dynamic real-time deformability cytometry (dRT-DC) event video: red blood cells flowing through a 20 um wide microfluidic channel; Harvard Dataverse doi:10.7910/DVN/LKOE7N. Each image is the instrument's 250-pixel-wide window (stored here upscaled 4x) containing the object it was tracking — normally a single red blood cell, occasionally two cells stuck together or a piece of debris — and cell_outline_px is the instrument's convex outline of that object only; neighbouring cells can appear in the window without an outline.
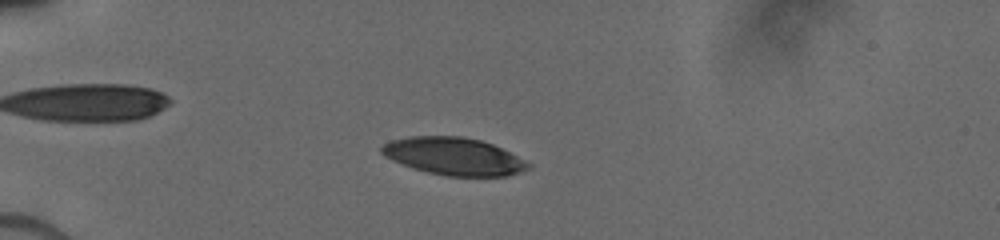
{"species": "human", "species_latin": "Homo sapiens", "temperature_condition": "cold", "stored_images_in_passage": 59, "camera_frame_rate_fps": 3000, "um_per_image_px": 0.085, "donor": {"sex": "male"}, "frame": {"image": 1, "passage_image": 14, "time_ms": 3.333, "image_size_px": [1000, 240], "cell_outline_px": [[532, 164], [528, 168], [520, 172], [508, 176], [448, 176], [428, 172], [412, 168], [392, 160], [384, 156], [380, 152], [380, 148], [384, 144], [392, 140], [408, 136], [460, 136], [480, 140], [492, 144]], "centroid_in_image_um": [38.54, 13.29], "position_along_channel_um": 46.5, "area_um2": 31.85}}
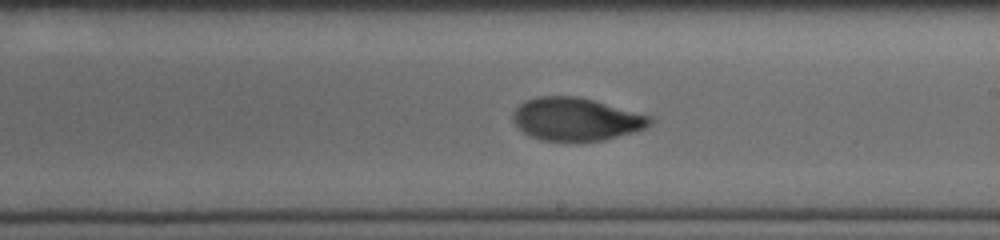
{"frame": {"image": 2, "passage_image": 38, "time_ms": 9.0, "image_size_px": [1000, 240], "cell_outline_px": [[656, 120], [652, 124], [644, 128], [632, 132], [604, 140], [580, 144], [540, 140], [528, 136], [512, 120], [512, 112], [524, 100], [536, 96], [580, 96], [652, 116]], "centroid_in_image_um": [48.96, 10.16], "position_along_channel_um": 240.0, "area_um2": 35.26}}
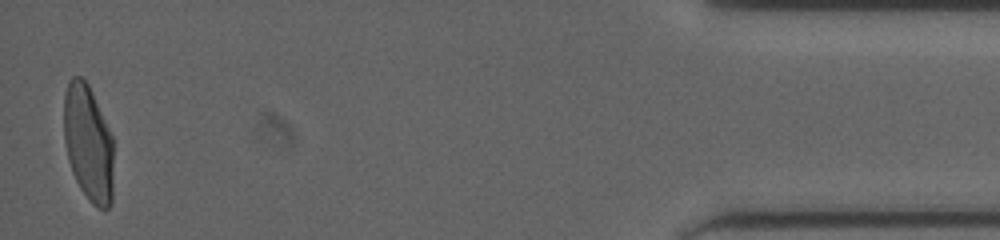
{"frame": {"image": 3, "passage_image": 58, "time_ms": 15.333, "image_size_px": [1000, 240], "cell_outline_px": [[112, 200], [108, 208], [104, 212], [96, 208], [88, 200], [80, 188], [72, 172], [68, 160], [64, 140], [64, 92], [68, 80], [72, 76], [80, 76], [88, 84], [112, 136]], "centroid_in_image_um": [7.48, 12.19], "position_along_channel_um": 427.7, "area_um2": 33.81}}